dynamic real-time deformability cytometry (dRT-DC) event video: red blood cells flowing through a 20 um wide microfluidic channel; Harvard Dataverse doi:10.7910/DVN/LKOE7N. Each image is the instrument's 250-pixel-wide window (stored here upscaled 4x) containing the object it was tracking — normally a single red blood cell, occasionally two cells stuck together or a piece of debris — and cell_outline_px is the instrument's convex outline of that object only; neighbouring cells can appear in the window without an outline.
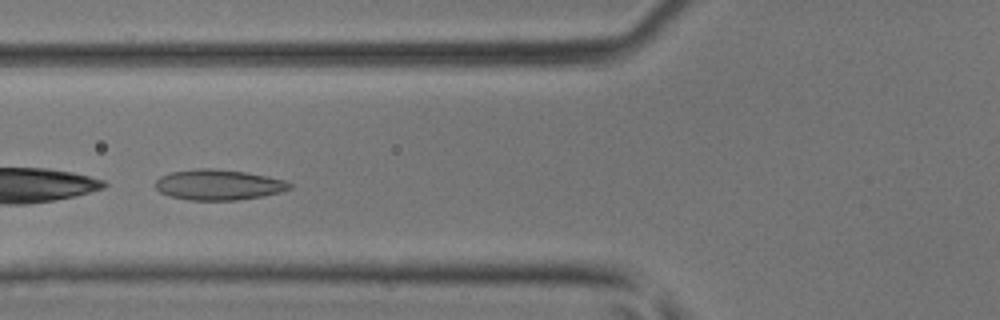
{"species": "common noctule bat (a hibernating species)", "species_latin": "Nyctalus noctula", "temperature_condition": "room temperature", "stored_images_in_passage": 34, "camera_frame_rate_fps": 3000, "um_per_image_px": 0.085, "animal": {"sex": "male", "body_mass_g": 17.9, "forearm_length_mm": 54.2}, "frame": {"image": 1, "passage_image": 6, "time_ms": 1.667, "image_size_px": [1000, 320], "cell_outline_px": [[292, 188], [280, 192], [264, 196], [236, 200], [188, 200], [172, 196], [160, 192], [156, 188], [156, 180], [160, 176], [172, 172], [196, 168], [216, 168], [244, 172], [268, 176], [284, 180], [292, 184]], "centroid_in_image_um": [18.59, 15.7], "position_along_channel_um": 107.2, "area_um2": 23.87}}